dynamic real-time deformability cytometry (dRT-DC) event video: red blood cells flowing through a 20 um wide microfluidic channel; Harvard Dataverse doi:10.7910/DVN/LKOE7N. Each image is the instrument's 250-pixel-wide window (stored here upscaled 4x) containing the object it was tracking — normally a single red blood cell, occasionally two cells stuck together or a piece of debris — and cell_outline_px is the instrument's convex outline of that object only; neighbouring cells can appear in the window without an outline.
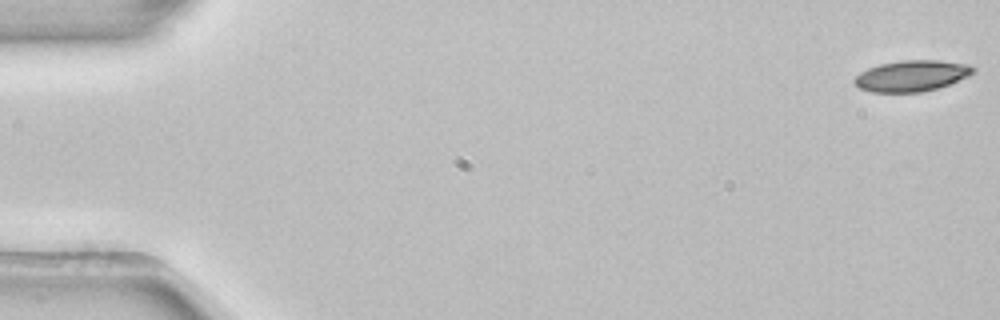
{"species": "common noctule bat (a hibernating species)", "species_latin": "Nyctalus noctula", "temperature_condition": "room temperature", "stored_images_in_passage": 53, "camera_frame_rate_fps": 3000, "um_per_image_px": 0.085, "animal": {"sex": "female", "body_mass_g": 22.7, "forearm_length_mm": 54.2}, "frame": {"image": 1, "passage_image": 1, "time_ms": 0.0, "image_size_px": [1000, 320], "cell_outline_px": [[976, 72], [968, 76], [940, 88], [920, 92], [868, 92], [860, 88], [852, 80], [860, 72], [868, 68], [880, 64], [900, 60], [936, 60], [968, 64], [976, 68]], "centroid_in_image_um": [77.5, 6.44], "position_along_channel_um": 7.5, "area_um2": 21.62}}
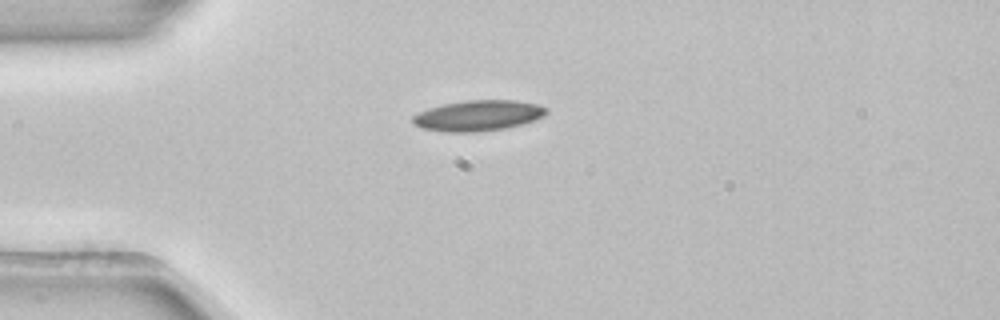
{"frame": {"image": 2, "passage_image": 14, "time_ms": 4.333, "image_size_px": [1000, 320], "cell_outline_px": [[548, 112], [544, 116], [520, 124], [504, 128], [476, 132], [444, 132], [424, 128], [416, 124], [412, 120], [412, 116], [428, 108], [444, 104], [464, 100], [516, 100], [536, 104], [548, 108]], "centroid_in_image_um": [40.65, 9.81], "position_along_channel_um": 44.4, "area_um2": 23.64}}
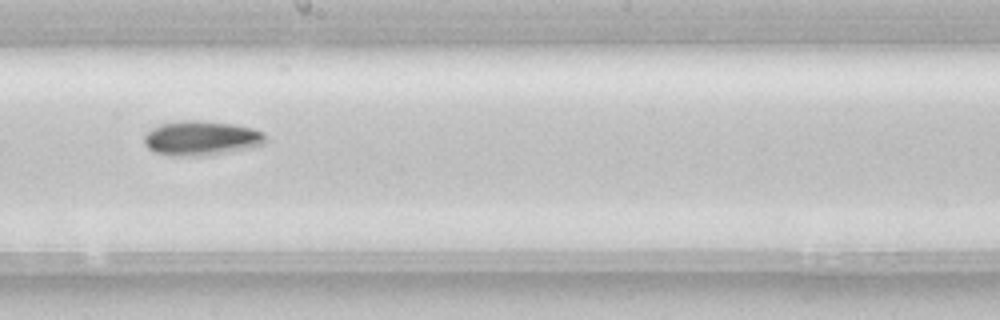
{"frame": {"image": 3, "passage_image": 30, "time_ms": 9.667, "image_size_px": [1000, 320], "cell_outline_px": [[264, 144], [248, 148], [208, 156], [172, 156], [156, 152], [148, 148], [144, 144], [144, 136], [152, 128], [160, 124], [180, 120], [200, 120], [232, 124], [252, 128], [264, 132]], "centroid_in_image_um": [17.08, 11.75], "position_along_channel_um": 231.1, "area_um2": 24.51}, "authors_computed_cell_mechanics": {"area_um2": 21.9062, "velocity_mm_per_s": 3.9021, "shape_relaxation_time_tau1_ms": 3.7946, "shape_relaxation_time_tau2_ms": null, "deformation_change_tau1": 0.1116, "deformation_change_tau2": null}}